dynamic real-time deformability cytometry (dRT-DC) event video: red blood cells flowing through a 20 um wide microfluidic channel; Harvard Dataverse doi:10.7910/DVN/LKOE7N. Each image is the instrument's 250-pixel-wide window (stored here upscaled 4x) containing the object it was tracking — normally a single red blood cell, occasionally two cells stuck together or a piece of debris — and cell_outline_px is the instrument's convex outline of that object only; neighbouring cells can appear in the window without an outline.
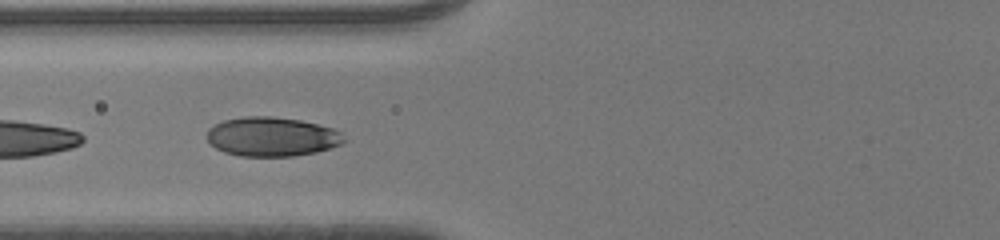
{"species": "human", "species_latin": "Homo sapiens", "temperature_condition": "room temperature", "stored_images_in_passage": 39, "segment_of_instrument_passage": [2, 2], "camera_frame_rate_fps": 3000, "um_per_image_px": 0.085, "donor": {"sex": "male"}, "frame": {"image": 1, "passage_image": 21, "time_ms": 6.667, "image_size_px": [1000, 240], "cell_outline_px": [[348, 140], [340, 144], [316, 152], [292, 156], [240, 156], [224, 152], [216, 148], [208, 140], [208, 128], [224, 120], [244, 116], [268, 116], [300, 120], [332, 128], [340, 132]], "centroid_in_image_um": [23.11, 11.62], "position_along_channel_um": 102.7, "area_um2": 31.15}}